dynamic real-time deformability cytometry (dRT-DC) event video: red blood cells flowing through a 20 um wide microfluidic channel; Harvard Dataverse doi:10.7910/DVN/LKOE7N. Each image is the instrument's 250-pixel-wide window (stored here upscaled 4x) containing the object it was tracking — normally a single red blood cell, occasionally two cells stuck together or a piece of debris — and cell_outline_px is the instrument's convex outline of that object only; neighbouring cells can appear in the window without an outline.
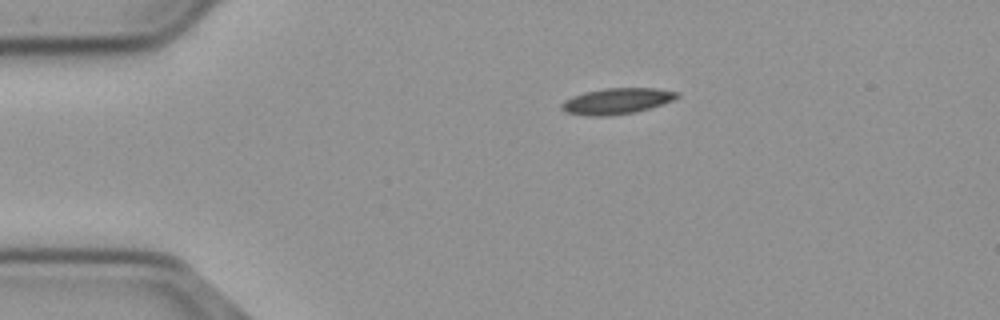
{"species": "common noctule bat (a hibernating species)", "species_latin": "Nyctalus noctula", "temperature_condition": "cold", "stored_images_in_passage": 45, "camera_frame_rate_fps": 3000, "um_per_image_px": 0.085, "animal": {"sex": "male", "body_mass_g": 23.1, "forearm_length_mm": 52.7}, "frame": {"image": 1, "passage_image": 1, "time_ms": 0.0, "image_size_px": [1000, 320], "cell_outline_px": [[680, 96], [672, 100], [636, 112], [612, 116], [588, 116], [564, 112], [560, 108], [560, 104], [564, 100], [572, 96], [584, 92], [604, 88], [656, 88], [680, 92]], "centroid_in_image_um": [52.38, 8.59], "position_along_channel_um": 32.6, "area_um2": 17.63}}
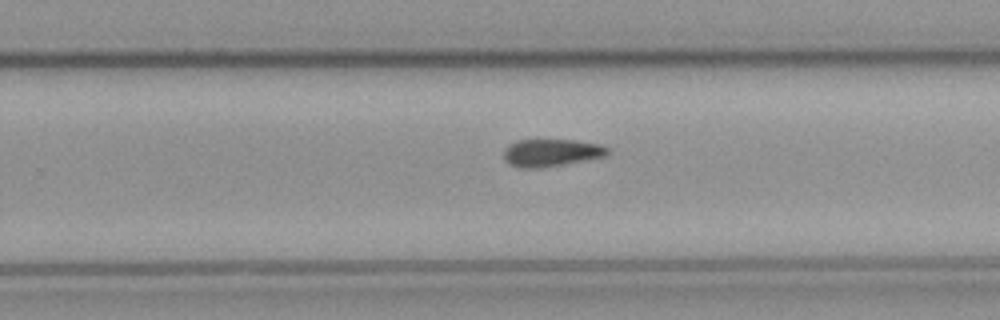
{"frame": {"image": 2, "passage_image": 25, "time_ms": 8.0, "image_size_px": [1000, 320], "cell_outline_px": [[608, 152], [604, 156], [564, 164], [540, 168], [524, 168], [508, 164], [504, 160], [504, 148], [508, 144], [516, 140], [576, 140], [600, 144], [608, 148]], "centroid_in_image_um": [46.8, 12.97], "position_along_channel_um": 283.0, "area_um2": 16.59}}
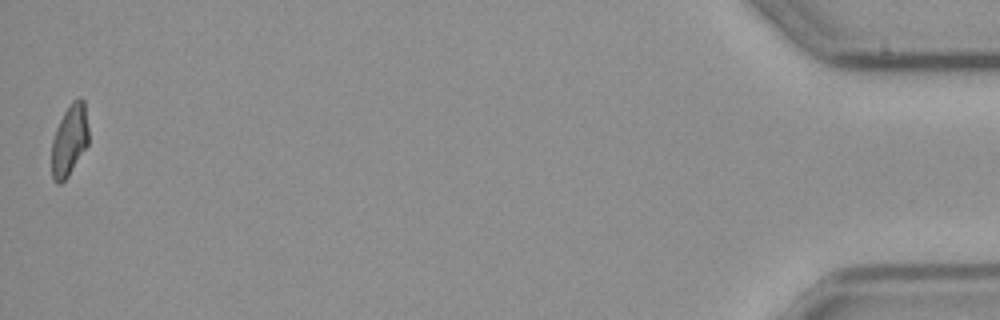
{"frame": {"image": 3, "passage_image": 45, "time_ms": 14.667, "image_size_px": [1000, 320], "cell_outline_px": [[88, 144], [68, 176], [60, 184], [56, 184], [52, 180], [52, 140], [56, 128], [64, 112], [72, 100], [80, 96], [84, 100], [88, 128]], "centroid_in_image_um": [5.9, 11.91], "position_along_channel_um": 429.3, "area_um2": 15.37}}